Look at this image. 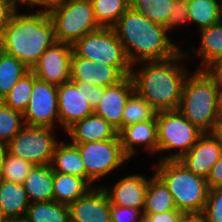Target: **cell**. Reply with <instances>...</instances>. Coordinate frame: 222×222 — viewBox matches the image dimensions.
<instances>
[{
	"label": "cell",
	"instance_id": "23",
	"mask_svg": "<svg viewBox=\"0 0 222 222\" xmlns=\"http://www.w3.org/2000/svg\"><path fill=\"white\" fill-rule=\"evenodd\" d=\"M53 181V201L66 205H70L86 195L93 187H97L92 186L84 178L60 172H53Z\"/></svg>",
	"mask_w": 222,
	"mask_h": 222
},
{
	"label": "cell",
	"instance_id": "46",
	"mask_svg": "<svg viewBox=\"0 0 222 222\" xmlns=\"http://www.w3.org/2000/svg\"><path fill=\"white\" fill-rule=\"evenodd\" d=\"M181 222H204L201 215H186Z\"/></svg>",
	"mask_w": 222,
	"mask_h": 222
},
{
	"label": "cell",
	"instance_id": "43",
	"mask_svg": "<svg viewBox=\"0 0 222 222\" xmlns=\"http://www.w3.org/2000/svg\"><path fill=\"white\" fill-rule=\"evenodd\" d=\"M67 0H30V6L34 8V6H42L39 12L50 13L53 9L61 6ZM43 9V10H42Z\"/></svg>",
	"mask_w": 222,
	"mask_h": 222
},
{
	"label": "cell",
	"instance_id": "14",
	"mask_svg": "<svg viewBox=\"0 0 222 222\" xmlns=\"http://www.w3.org/2000/svg\"><path fill=\"white\" fill-rule=\"evenodd\" d=\"M133 92L134 84L130 75L116 85L105 87L104 95L94 109V113L119 132L122 129L125 104Z\"/></svg>",
	"mask_w": 222,
	"mask_h": 222
},
{
	"label": "cell",
	"instance_id": "2",
	"mask_svg": "<svg viewBox=\"0 0 222 222\" xmlns=\"http://www.w3.org/2000/svg\"><path fill=\"white\" fill-rule=\"evenodd\" d=\"M182 50L163 61L144 62L137 72L131 71L134 91L143 97L157 112L178 110L182 90L190 73L180 64L189 56Z\"/></svg>",
	"mask_w": 222,
	"mask_h": 222
},
{
	"label": "cell",
	"instance_id": "52",
	"mask_svg": "<svg viewBox=\"0 0 222 222\" xmlns=\"http://www.w3.org/2000/svg\"><path fill=\"white\" fill-rule=\"evenodd\" d=\"M220 21H222V0H220Z\"/></svg>",
	"mask_w": 222,
	"mask_h": 222
},
{
	"label": "cell",
	"instance_id": "32",
	"mask_svg": "<svg viewBox=\"0 0 222 222\" xmlns=\"http://www.w3.org/2000/svg\"><path fill=\"white\" fill-rule=\"evenodd\" d=\"M157 111L135 91L128 98L122 117V128L128 125L152 120Z\"/></svg>",
	"mask_w": 222,
	"mask_h": 222
},
{
	"label": "cell",
	"instance_id": "40",
	"mask_svg": "<svg viewBox=\"0 0 222 222\" xmlns=\"http://www.w3.org/2000/svg\"><path fill=\"white\" fill-rule=\"evenodd\" d=\"M9 0H0V34L18 11Z\"/></svg>",
	"mask_w": 222,
	"mask_h": 222
},
{
	"label": "cell",
	"instance_id": "37",
	"mask_svg": "<svg viewBox=\"0 0 222 222\" xmlns=\"http://www.w3.org/2000/svg\"><path fill=\"white\" fill-rule=\"evenodd\" d=\"M142 220H144L143 208L111 205V222H141Z\"/></svg>",
	"mask_w": 222,
	"mask_h": 222
},
{
	"label": "cell",
	"instance_id": "5",
	"mask_svg": "<svg viewBox=\"0 0 222 222\" xmlns=\"http://www.w3.org/2000/svg\"><path fill=\"white\" fill-rule=\"evenodd\" d=\"M158 163L155 174L172 194L177 210L186 215H201L209 192L207 180L193 174L179 160Z\"/></svg>",
	"mask_w": 222,
	"mask_h": 222
},
{
	"label": "cell",
	"instance_id": "50",
	"mask_svg": "<svg viewBox=\"0 0 222 222\" xmlns=\"http://www.w3.org/2000/svg\"><path fill=\"white\" fill-rule=\"evenodd\" d=\"M215 71L222 77V63L215 69Z\"/></svg>",
	"mask_w": 222,
	"mask_h": 222
},
{
	"label": "cell",
	"instance_id": "9",
	"mask_svg": "<svg viewBox=\"0 0 222 222\" xmlns=\"http://www.w3.org/2000/svg\"><path fill=\"white\" fill-rule=\"evenodd\" d=\"M54 128L25 125L8 143V153L33 165H51L59 140Z\"/></svg>",
	"mask_w": 222,
	"mask_h": 222
},
{
	"label": "cell",
	"instance_id": "49",
	"mask_svg": "<svg viewBox=\"0 0 222 222\" xmlns=\"http://www.w3.org/2000/svg\"><path fill=\"white\" fill-rule=\"evenodd\" d=\"M4 222H27L24 218L5 219Z\"/></svg>",
	"mask_w": 222,
	"mask_h": 222
},
{
	"label": "cell",
	"instance_id": "15",
	"mask_svg": "<svg viewBox=\"0 0 222 222\" xmlns=\"http://www.w3.org/2000/svg\"><path fill=\"white\" fill-rule=\"evenodd\" d=\"M71 80L87 82L99 87H109L118 84L125 76L112 65L97 63L90 59L71 55Z\"/></svg>",
	"mask_w": 222,
	"mask_h": 222
},
{
	"label": "cell",
	"instance_id": "30",
	"mask_svg": "<svg viewBox=\"0 0 222 222\" xmlns=\"http://www.w3.org/2000/svg\"><path fill=\"white\" fill-rule=\"evenodd\" d=\"M96 22L102 28H112L130 7L129 0H90Z\"/></svg>",
	"mask_w": 222,
	"mask_h": 222
},
{
	"label": "cell",
	"instance_id": "47",
	"mask_svg": "<svg viewBox=\"0 0 222 222\" xmlns=\"http://www.w3.org/2000/svg\"><path fill=\"white\" fill-rule=\"evenodd\" d=\"M219 115H222V77L219 75V93H218Z\"/></svg>",
	"mask_w": 222,
	"mask_h": 222
},
{
	"label": "cell",
	"instance_id": "3",
	"mask_svg": "<svg viewBox=\"0 0 222 222\" xmlns=\"http://www.w3.org/2000/svg\"><path fill=\"white\" fill-rule=\"evenodd\" d=\"M17 11L0 34V50L32 68L56 41L49 13Z\"/></svg>",
	"mask_w": 222,
	"mask_h": 222
},
{
	"label": "cell",
	"instance_id": "25",
	"mask_svg": "<svg viewBox=\"0 0 222 222\" xmlns=\"http://www.w3.org/2000/svg\"><path fill=\"white\" fill-rule=\"evenodd\" d=\"M29 204L23 184L0 180V208L6 219L23 218Z\"/></svg>",
	"mask_w": 222,
	"mask_h": 222
},
{
	"label": "cell",
	"instance_id": "11",
	"mask_svg": "<svg viewBox=\"0 0 222 222\" xmlns=\"http://www.w3.org/2000/svg\"><path fill=\"white\" fill-rule=\"evenodd\" d=\"M23 116L28 126L54 128L60 124L57 85L43 81L33 73V91Z\"/></svg>",
	"mask_w": 222,
	"mask_h": 222
},
{
	"label": "cell",
	"instance_id": "51",
	"mask_svg": "<svg viewBox=\"0 0 222 222\" xmlns=\"http://www.w3.org/2000/svg\"><path fill=\"white\" fill-rule=\"evenodd\" d=\"M5 217H4V215H3V213H2V210H1V208H0V222H4L5 221Z\"/></svg>",
	"mask_w": 222,
	"mask_h": 222
},
{
	"label": "cell",
	"instance_id": "7",
	"mask_svg": "<svg viewBox=\"0 0 222 222\" xmlns=\"http://www.w3.org/2000/svg\"><path fill=\"white\" fill-rule=\"evenodd\" d=\"M73 52L80 57L115 66L125 77L132 71L124 47L113 28H100L84 35L72 45Z\"/></svg>",
	"mask_w": 222,
	"mask_h": 222
},
{
	"label": "cell",
	"instance_id": "44",
	"mask_svg": "<svg viewBox=\"0 0 222 222\" xmlns=\"http://www.w3.org/2000/svg\"><path fill=\"white\" fill-rule=\"evenodd\" d=\"M211 134L222 144V115L217 118Z\"/></svg>",
	"mask_w": 222,
	"mask_h": 222
},
{
	"label": "cell",
	"instance_id": "42",
	"mask_svg": "<svg viewBox=\"0 0 222 222\" xmlns=\"http://www.w3.org/2000/svg\"><path fill=\"white\" fill-rule=\"evenodd\" d=\"M209 189L222 187V155L220 159L211 168V171L206 178Z\"/></svg>",
	"mask_w": 222,
	"mask_h": 222
},
{
	"label": "cell",
	"instance_id": "6",
	"mask_svg": "<svg viewBox=\"0 0 222 222\" xmlns=\"http://www.w3.org/2000/svg\"><path fill=\"white\" fill-rule=\"evenodd\" d=\"M158 153L178 149L161 156L162 160H180L204 134L188 121L179 110L159 111L156 114Z\"/></svg>",
	"mask_w": 222,
	"mask_h": 222
},
{
	"label": "cell",
	"instance_id": "28",
	"mask_svg": "<svg viewBox=\"0 0 222 222\" xmlns=\"http://www.w3.org/2000/svg\"><path fill=\"white\" fill-rule=\"evenodd\" d=\"M31 69L14 56L0 50V100Z\"/></svg>",
	"mask_w": 222,
	"mask_h": 222
},
{
	"label": "cell",
	"instance_id": "10",
	"mask_svg": "<svg viewBox=\"0 0 222 222\" xmlns=\"http://www.w3.org/2000/svg\"><path fill=\"white\" fill-rule=\"evenodd\" d=\"M80 152L85 165L86 180L93 186L114 169L130 160L123 152L119 136L100 142L72 143Z\"/></svg>",
	"mask_w": 222,
	"mask_h": 222
},
{
	"label": "cell",
	"instance_id": "39",
	"mask_svg": "<svg viewBox=\"0 0 222 222\" xmlns=\"http://www.w3.org/2000/svg\"><path fill=\"white\" fill-rule=\"evenodd\" d=\"M143 215L145 222H181L182 219L186 216V214L180 210Z\"/></svg>",
	"mask_w": 222,
	"mask_h": 222
},
{
	"label": "cell",
	"instance_id": "16",
	"mask_svg": "<svg viewBox=\"0 0 222 222\" xmlns=\"http://www.w3.org/2000/svg\"><path fill=\"white\" fill-rule=\"evenodd\" d=\"M70 222H111V204L101 186L69 205Z\"/></svg>",
	"mask_w": 222,
	"mask_h": 222
},
{
	"label": "cell",
	"instance_id": "31",
	"mask_svg": "<svg viewBox=\"0 0 222 222\" xmlns=\"http://www.w3.org/2000/svg\"><path fill=\"white\" fill-rule=\"evenodd\" d=\"M175 0H129L130 7L150 21L166 26Z\"/></svg>",
	"mask_w": 222,
	"mask_h": 222
},
{
	"label": "cell",
	"instance_id": "29",
	"mask_svg": "<svg viewBox=\"0 0 222 222\" xmlns=\"http://www.w3.org/2000/svg\"><path fill=\"white\" fill-rule=\"evenodd\" d=\"M189 23H196L199 30L220 21V0H187Z\"/></svg>",
	"mask_w": 222,
	"mask_h": 222
},
{
	"label": "cell",
	"instance_id": "41",
	"mask_svg": "<svg viewBox=\"0 0 222 222\" xmlns=\"http://www.w3.org/2000/svg\"><path fill=\"white\" fill-rule=\"evenodd\" d=\"M104 89L105 87H99L84 82V95L86 96V99L93 108V110L96 108L97 104L104 95Z\"/></svg>",
	"mask_w": 222,
	"mask_h": 222
},
{
	"label": "cell",
	"instance_id": "12",
	"mask_svg": "<svg viewBox=\"0 0 222 222\" xmlns=\"http://www.w3.org/2000/svg\"><path fill=\"white\" fill-rule=\"evenodd\" d=\"M72 45L55 42L41 55L31 68L35 76L54 85H61L71 80Z\"/></svg>",
	"mask_w": 222,
	"mask_h": 222
},
{
	"label": "cell",
	"instance_id": "27",
	"mask_svg": "<svg viewBox=\"0 0 222 222\" xmlns=\"http://www.w3.org/2000/svg\"><path fill=\"white\" fill-rule=\"evenodd\" d=\"M27 222H70L69 205L56 201L30 203L23 217Z\"/></svg>",
	"mask_w": 222,
	"mask_h": 222
},
{
	"label": "cell",
	"instance_id": "19",
	"mask_svg": "<svg viewBox=\"0 0 222 222\" xmlns=\"http://www.w3.org/2000/svg\"><path fill=\"white\" fill-rule=\"evenodd\" d=\"M118 136L124 154L131 159L139 151L135 146L144 145L149 153L158 152V136L156 116L152 120L134 123L123 127Z\"/></svg>",
	"mask_w": 222,
	"mask_h": 222
},
{
	"label": "cell",
	"instance_id": "13",
	"mask_svg": "<svg viewBox=\"0 0 222 222\" xmlns=\"http://www.w3.org/2000/svg\"><path fill=\"white\" fill-rule=\"evenodd\" d=\"M57 95L58 115L64 131L94 113L84 95V82L72 80L64 82L57 86Z\"/></svg>",
	"mask_w": 222,
	"mask_h": 222
},
{
	"label": "cell",
	"instance_id": "22",
	"mask_svg": "<svg viewBox=\"0 0 222 222\" xmlns=\"http://www.w3.org/2000/svg\"><path fill=\"white\" fill-rule=\"evenodd\" d=\"M53 186L51 165H34L23 182L30 203L53 201Z\"/></svg>",
	"mask_w": 222,
	"mask_h": 222
},
{
	"label": "cell",
	"instance_id": "35",
	"mask_svg": "<svg viewBox=\"0 0 222 222\" xmlns=\"http://www.w3.org/2000/svg\"><path fill=\"white\" fill-rule=\"evenodd\" d=\"M33 166L32 163L8 153L0 172V180L23 184Z\"/></svg>",
	"mask_w": 222,
	"mask_h": 222
},
{
	"label": "cell",
	"instance_id": "36",
	"mask_svg": "<svg viewBox=\"0 0 222 222\" xmlns=\"http://www.w3.org/2000/svg\"><path fill=\"white\" fill-rule=\"evenodd\" d=\"M201 217L204 222H222V187L209 189Z\"/></svg>",
	"mask_w": 222,
	"mask_h": 222
},
{
	"label": "cell",
	"instance_id": "17",
	"mask_svg": "<svg viewBox=\"0 0 222 222\" xmlns=\"http://www.w3.org/2000/svg\"><path fill=\"white\" fill-rule=\"evenodd\" d=\"M221 155L222 144L211 133H204L179 161L193 174L206 179Z\"/></svg>",
	"mask_w": 222,
	"mask_h": 222
},
{
	"label": "cell",
	"instance_id": "38",
	"mask_svg": "<svg viewBox=\"0 0 222 222\" xmlns=\"http://www.w3.org/2000/svg\"><path fill=\"white\" fill-rule=\"evenodd\" d=\"M171 10L169 21L165 26L168 32L175 28V26H180V24H189L187 0H175Z\"/></svg>",
	"mask_w": 222,
	"mask_h": 222
},
{
	"label": "cell",
	"instance_id": "4",
	"mask_svg": "<svg viewBox=\"0 0 222 222\" xmlns=\"http://www.w3.org/2000/svg\"><path fill=\"white\" fill-rule=\"evenodd\" d=\"M219 74L196 69L186 78L178 110L204 133H211L217 118Z\"/></svg>",
	"mask_w": 222,
	"mask_h": 222
},
{
	"label": "cell",
	"instance_id": "26",
	"mask_svg": "<svg viewBox=\"0 0 222 222\" xmlns=\"http://www.w3.org/2000/svg\"><path fill=\"white\" fill-rule=\"evenodd\" d=\"M172 210H177L172 194L156 174L152 175L147 185L143 214Z\"/></svg>",
	"mask_w": 222,
	"mask_h": 222
},
{
	"label": "cell",
	"instance_id": "8",
	"mask_svg": "<svg viewBox=\"0 0 222 222\" xmlns=\"http://www.w3.org/2000/svg\"><path fill=\"white\" fill-rule=\"evenodd\" d=\"M57 42L73 45L84 35L99 30L90 0H67L50 13Z\"/></svg>",
	"mask_w": 222,
	"mask_h": 222
},
{
	"label": "cell",
	"instance_id": "33",
	"mask_svg": "<svg viewBox=\"0 0 222 222\" xmlns=\"http://www.w3.org/2000/svg\"><path fill=\"white\" fill-rule=\"evenodd\" d=\"M33 91V72L30 70L25 74L2 99L10 108L20 113H24L30 102L31 92Z\"/></svg>",
	"mask_w": 222,
	"mask_h": 222
},
{
	"label": "cell",
	"instance_id": "21",
	"mask_svg": "<svg viewBox=\"0 0 222 222\" xmlns=\"http://www.w3.org/2000/svg\"><path fill=\"white\" fill-rule=\"evenodd\" d=\"M201 44L193 53L200 55V70H215L222 63V21L200 30Z\"/></svg>",
	"mask_w": 222,
	"mask_h": 222
},
{
	"label": "cell",
	"instance_id": "18",
	"mask_svg": "<svg viewBox=\"0 0 222 222\" xmlns=\"http://www.w3.org/2000/svg\"><path fill=\"white\" fill-rule=\"evenodd\" d=\"M149 179L144 174H131L126 176L113 187L101 185L106 192L111 205L128 208H144L145 196Z\"/></svg>",
	"mask_w": 222,
	"mask_h": 222
},
{
	"label": "cell",
	"instance_id": "1",
	"mask_svg": "<svg viewBox=\"0 0 222 222\" xmlns=\"http://www.w3.org/2000/svg\"><path fill=\"white\" fill-rule=\"evenodd\" d=\"M112 28L124 47L132 69L138 62L167 60L182 50L172 37H168L165 26L150 21L131 7Z\"/></svg>",
	"mask_w": 222,
	"mask_h": 222
},
{
	"label": "cell",
	"instance_id": "45",
	"mask_svg": "<svg viewBox=\"0 0 222 222\" xmlns=\"http://www.w3.org/2000/svg\"><path fill=\"white\" fill-rule=\"evenodd\" d=\"M7 154H8V143L0 140V172L4 165Z\"/></svg>",
	"mask_w": 222,
	"mask_h": 222
},
{
	"label": "cell",
	"instance_id": "24",
	"mask_svg": "<svg viewBox=\"0 0 222 222\" xmlns=\"http://www.w3.org/2000/svg\"><path fill=\"white\" fill-rule=\"evenodd\" d=\"M53 172H60L86 179V170L78 147L66 141H59L51 162Z\"/></svg>",
	"mask_w": 222,
	"mask_h": 222
},
{
	"label": "cell",
	"instance_id": "34",
	"mask_svg": "<svg viewBox=\"0 0 222 222\" xmlns=\"http://www.w3.org/2000/svg\"><path fill=\"white\" fill-rule=\"evenodd\" d=\"M24 126L23 114L0 100V140L9 143Z\"/></svg>",
	"mask_w": 222,
	"mask_h": 222
},
{
	"label": "cell",
	"instance_id": "48",
	"mask_svg": "<svg viewBox=\"0 0 222 222\" xmlns=\"http://www.w3.org/2000/svg\"><path fill=\"white\" fill-rule=\"evenodd\" d=\"M16 8L19 5H29L30 6V0H9Z\"/></svg>",
	"mask_w": 222,
	"mask_h": 222
},
{
	"label": "cell",
	"instance_id": "20",
	"mask_svg": "<svg viewBox=\"0 0 222 222\" xmlns=\"http://www.w3.org/2000/svg\"><path fill=\"white\" fill-rule=\"evenodd\" d=\"M67 133L72 139L71 143L100 142L118 135L113 126L95 113L76 122Z\"/></svg>",
	"mask_w": 222,
	"mask_h": 222
}]
</instances>
